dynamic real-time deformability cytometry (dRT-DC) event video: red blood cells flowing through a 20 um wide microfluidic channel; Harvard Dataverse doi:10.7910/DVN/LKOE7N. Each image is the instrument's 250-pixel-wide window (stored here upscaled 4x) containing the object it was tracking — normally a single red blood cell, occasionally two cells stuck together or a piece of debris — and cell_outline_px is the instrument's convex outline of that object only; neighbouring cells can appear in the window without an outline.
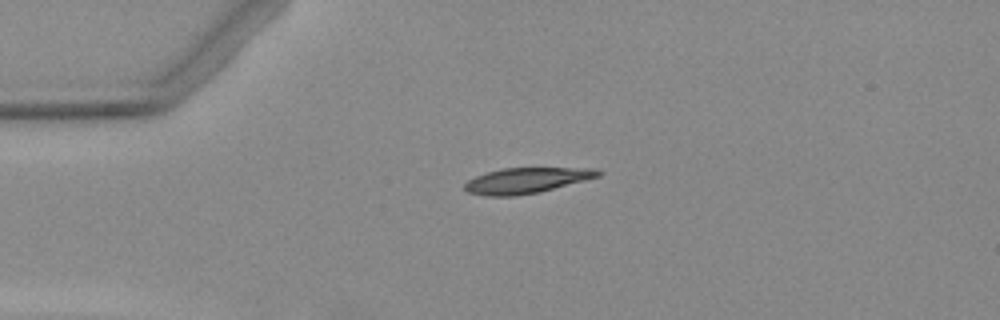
{"species": "Egyptian fruit bat (a non-hibernating species)", "species_latin": "Rousettus aegyptiacus", "temperature_condition": "warm", "stored_images_in_passage": 4, "camera_frame_rate_fps": 3000, "um_per_image_px": 0.085, "animal": {"sex": "female"}, "frame": {"image": 1, "passage_image": 3, "time_ms": 3.667, "image_size_px": [1000, 320], "cell_outline_px": [[604, 172], [600, 176], [540, 192], [512, 196], [488, 196], [468, 192], [464, 188], [464, 184], [468, 180], [476, 176], [500, 168], [596, 168]], "centroid_in_image_um": [44.77, 15.33], "position_along_channel_um": 40.2, "area_um2": 19.83}}